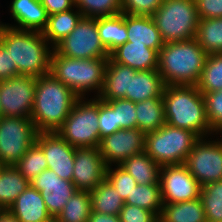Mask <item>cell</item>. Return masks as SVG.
Segmentation results:
<instances>
[{"instance_id": "obj_34", "label": "cell", "mask_w": 222, "mask_h": 222, "mask_svg": "<svg viewBox=\"0 0 222 222\" xmlns=\"http://www.w3.org/2000/svg\"><path fill=\"white\" fill-rule=\"evenodd\" d=\"M196 86L202 94L222 89V53L207 56Z\"/></svg>"}, {"instance_id": "obj_40", "label": "cell", "mask_w": 222, "mask_h": 222, "mask_svg": "<svg viewBox=\"0 0 222 222\" xmlns=\"http://www.w3.org/2000/svg\"><path fill=\"white\" fill-rule=\"evenodd\" d=\"M203 96L208 124L218 134L222 130V89L206 92Z\"/></svg>"}, {"instance_id": "obj_33", "label": "cell", "mask_w": 222, "mask_h": 222, "mask_svg": "<svg viewBox=\"0 0 222 222\" xmlns=\"http://www.w3.org/2000/svg\"><path fill=\"white\" fill-rule=\"evenodd\" d=\"M91 212L90 192L76 191L56 218L60 222H88Z\"/></svg>"}, {"instance_id": "obj_1", "label": "cell", "mask_w": 222, "mask_h": 222, "mask_svg": "<svg viewBox=\"0 0 222 222\" xmlns=\"http://www.w3.org/2000/svg\"><path fill=\"white\" fill-rule=\"evenodd\" d=\"M79 98L52 73L37 77L31 119L38 132H56Z\"/></svg>"}, {"instance_id": "obj_5", "label": "cell", "mask_w": 222, "mask_h": 222, "mask_svg": "<svg viewBox=\"0 0 222 222\" xmlns=\"http://www.w3.org/2000/svg\"><path fill=\"white\" fill-rule=\"evenodd\" d=\"M107 63L108 58L74 59L59 55L53 49L50 73L80 98L86 95L89 98L93 92V96L98 97L104 87Z\"/></svg>"}, {"instance_id": "obj_38", "label": "cell", "mask_w": 222, "mask_h": 222, "mask_svg": "<svg viewBox=\"0 0 222 222\" xmlns=\"http://www.w3.org/2000/svg\"><path fill=\"white\" fill-rule=\"evenodd\" d=\"M106 179L115 187L124 201L137 185L135 179L120 165L107 166Z\"/></svg>"}, {"instance_id": "obj_21", "label": "cell", "mask_w": 222, "mask_h": 222, "mask_svg": "<svg viewBox=\"0 0 222 222\" xmlns=\"http://www.w3.org/2000/svg\"><path fill=\"white\" fill-rule=\"evenodd\" d=\"M8 210L20 222H46L52 218L41 193L31 185L17 197Z\"/></svg>"}, {"instance_id": "obj_22", "label": "cell", "mask_w": 222, "mask_h": 222, "mask_svg": "<svg viewBox=\"0 0 222 222\" xmlns=\"http://www.w3.org/2000/svg\"><path fill=\"white\" fill-rule=\"evenodd\" d=\"M125 24L127 29V42L146 44L148 48L158 53L164 46V41L152 16L129 15L125 13Z\"/></svg>"}, {"instance_id": "obj_35", "label": "cell", "mask_w": 222, "mask_h": 222, "mask_svg": "<svg viewBox=\"0 0 222 222\" xmlns=\"http://www.w3.org/2000/svg\"><path fill=\"white\" fill-rule=\"evenodd\" d=\"M200 199L207 222H222V180L202 186Z\"/></svg>"}, {"instance_id": "obj_32", "label": "cell", "mask_w": 222, "mask_h": 222, "mask_svg": "<svg viewBox=\"0 0 222 222\" xmlns=\"http://www.w3.org/2000/svg\"><path fill=\"white\" fill-rule=\"evenodd\" d=\"M124 203L147 209L160 218L163 207L160 183L137 184Z\"/></svg>"}, {"instance_id": "obj_7", "label": "cell", "mask_w": 222, "mask_h": 222, "mask_svg": "<svg viewBox=\"0 0 222 222\" xmlns=\"http://www.w3.org/2000/svg\"><path fill=\"white\" fill-rule=\"evenodd\" d=\"M152 18L164 43L196 37L199 17L195 0H163Z\"/></svg>"}, {"instance_id": "obj_19", "label": "cell", "mask_w": 222, "mask_h": 222, "mask_svg": "<svg viewBox=\"0 0 222 222\" xmlns=\"http://www.w3.org/2000/svg\"><path fill=\"white\" fill-rule=\"evenodd\" d=\"M164 86L157 69L138 71L130 67V84L126 99L137 103L148 98H161Z\"/></svg>"}, {"instance_id": "obj_9", "label": "cell", "mask_w": 222, "mask_h": 222, "mask_svg": "<svg viewBox=\"0 0 222 222\" xmlns=\"http://www.w3.org/2000/svg\"><path fill=\"white\" fill-rule=\"evenodd\" d=\"M38 133L31 118L0 116V162L14 166L36 143Z\"/></svg>"}, {"instance_id": "obj_27", "label": "cell", "mask_w": 222, "mask_h": 222, "mask_svg": "<svg viewBox=\"0 0 222 222\" xmlns=\"http://www.w3.org/2000/svg\"><path fill=\"white\" fill-rule=\"evenodd\" d=\"M97 28L101 43L109 54L118 46L127 42L128 34L125 24V13L97 17Z\"/></svg>"}, {"instance_id": "obj_2", "label": "cell", "mask_w": 222, "mask_h": 222, "mask_svg": "<svg viewBox=\"0 0 222 222\" xmlns=\"http://www.w3.org/2000/svg\"><path fill=\"white\" fill-rule=\"evenodd\" d=\"M162 97L167 124L192 131L200 138L216 135L208 124L204 96L197 86L166 85Z\"/></svg>"}, {"instance_id": "obj_44", "label": "cell", "mask_w": 222, "mask_h": 222, "mask_svg": "<svg viewBox=\"0 0 222 222\" xmlns=\"http://www.w3.org/2000/svg\"><path fill=\"white\" fill-rule=\"evenodd\" d=\"M199 19L221 18L222 0H195Z\"/></svg>"}, {"instance_id": "obj_37", "label": "cell", "mask_w": 222, "mask_h": 222, "mask_svg": "<svg viewBox=\"0 0 222 222\" xmlns=\"http://www.w3.org/2000/svg\"><path fill=\"white\" fill-rule=\"evenodd\" d=\"M75 8L83 17L97 18L122 13L121 0H75Z\"/></svg>"}, {"instance_id": "obj_11", "label": "cell", "mask_w": 222, "mask_h": 222, "mask_svg": "<svg viewBox=\"0 0 222 222\" xmlns=\"http://www.w3.org/2000/svg\"><path fill=\"white\" fill-rule=\"evenodd\" d=\"M216 135L200 138L184 163L201 186L222 180V135Z\"/></svg>"}, {"instance_id": "obj_25", "label": "cell", "mask_w": 222, "mask_h": 222, "mask_svg": "<svg viewBox=\"0 0 222 222\" xmlns=\"http://www.w3.org/2000/svg\"><path fill=\"white\" fill-rule=\"evenodd\" d=\"M137 128L144 134L154 132L166 124L163 97L148 98L135 103Z\"/></svg>"}, {"instance_id": "obj_26", "label": "cell", "mask_w": 222, "mask_h": 222, "mask_svg": "<svg viewBox=\"0 0 222 222\" xmlns=\"http://www.w3.org/2000/svg\"><path fill=\"white\" fill-rule=\"evenodd\" d=\"M120 166L135 179L137 184L146 185L160 183L161 166L145 151L126 158Z\"/></svg>"}, {"instance_id": "obj_45", "label": "cell", "mask_w": 222, "mask_h": 222, "mask_svg": "<svg viewBox=\"0 0 222 222\" xmlns=\"http://www.w3.org/2000/svg\"><path fill=\"white\" fill-rule=\"evenodd\" d=\"M17 66L12 64L10 51L0 43V81L10 79L17 76Z\"/></svg>"}, {"instance_id": "obj_23", "label": "cell", "mask_w": 222, "mask_h": 222, "mask_svg": "<svg viewBox=\"0 0 222 222\" xmlns=\"http://www.w3.org/2000/svg\"><path fill=\"white\" fill-rule=\"evenodd\" d=\"M130 84V67L115 62L111 57L105 70L104 87L98 96L101 100L126 99Z\"/></svg>"}, {"instance_id": "obj_42", "label": "cell", "mask_w": 222, "mask_h": 222, "mask_svg": "<svg viewBox=\"0 0 222 222\" xmlns=\"http://www.w3.org/2000/svg\"><path fill=\"white\" fill-rule=\"evenodd\" d=\"M122 13L129 15L152 16L163 0H121Z\"/></svg>"}, {"instance_id": "obj_12", "label": "cell", "mask_w": 222, "mask_h": 222, "mask_svg": "<svg viewBox=\"0 0 222 222\" xmlns=\"http://www.w3.org/2000/svg\"><path fill=\"white\" fill-rule=\"evenodd\" d=\"M36 80L17 75L0 81V116L31 118Z\"/></svg>"}, {"instance_id": "obj_24", "label": "cell", "mask_w": 222, "mask_h": 222, "mask_svg": "<svg viewBox=\"0 0 222 222\" xmlns=\"http://www.w3.org/2000/svg\"><path fill=\"white\" fill-rule=\"evenodd\" d=\"M82 17L83 15L75 7L48 16V24L43 31L44 38L54 48L76 28Z\"/></svg>"}, {"instance_id": "obj_47", "label": "cell", "mask_w": 222, "mask_h": 222, "mask_svg": "<svg viewBox=\"0 0 222 222\" xmlns=\"http://www.w3.org/2000/svg\"><path fill=\"white\" fill-rule=\"evenodd\" d=\"M88 222H121L118 215H108L92 211Z\"/></svg>"}, {"instance_id": "obj_28", "label": "cell", "mask_w": 222, "mask_h": 222, "mask_svg": "<svg viewBox=\"0 0 222 222\" xmlns=\"http://www.w3.org/2000/svg\"><path fill=\"white\" fill-rule=\"evenodd\" d=\"M160 219L163 222H207L200 197L179 203H163Z\"/></svg>"}, {"instance_id": "obj_49", "label": "cell", "mask_w": 222, "mask_h": 222, "mask_svg": "<svg viewBox=\"0 0 222 222\" xmlns=\"http://www.w3.org/2000/svg\"><path fill=\"white\" fill-rule=\"evenodd\" d=\"M7 28L8 24L0 20V38L4 35Z\"/></svg>"}, {"instance_id": "obj_43", "label": "cell", "mask_w": 222, "mask_h": 222, "mask_svg": "<svg viewBox=\"0 0 222 222\" xmlns=\"http://www.w3.org/2000/svg\"><path fill=\"white\" fill-rule=\"evenodd\" d=\"M118 216L121 222H157L159 219L153 212L131 204H124Z\"/></svg>"}, {"instance_id": "obj_31", "label": "cell", "mask_w": 222, "mask_h": 222, "mask_svg": "<svg viewBox=\"0 0 222 222\" xmlns=\"http://www.w3.org/2000/svg\"><path fill=\"white\" fill-rule=\"evenodd\" d=\"M195 39L208 55L222 53V17L199 19Z\"/></svg>"}, {"instance_id": "obj_50", "label": "cell", "mask_w": 222, "mask_h": 222, "mask_svg": "<svg viewBox=\"0 0 222 222\" xmlns=\"http://www.w3.org/2000/svg\"><path fill=\"white\" fill-rule=\"evenodd\" d=\"M46 222H60L57 218H55V217H52V218H50L48 221H46Z\"/></svg>"}, {"instance_id": "obj_39", "label": "cell", "mask_w": 222, "mask_h": 222, "mask_svg": "<svg viewBox=\"0 0 222 222\" xmlns=\"http://www.w3.org/2000/svg\"><path fill=\"white\" fill-rule=\"evenodd\" d=\"M103 101L116 111L117 125L120 129L137 128L135 103L124 98Z\"/></svg>"}, {"instance_id": "obj_20", "label": "cell", "mask_w": 222, "mask_h": 222, "mask_svg": "<svg viewBox=\"0 0 222 222\" xmlns=\"http://www.w3.org/2000/svg\"><path fill=\"white\" fill-rule=\"evenodd\" d=\"M110 57L115 62L138 71L157 69L158 52L148 48L144 43L126 42L114 49Z\"/></svg>"}, {"instance_id": "obj_13", "label": "cell", "mask_w": 222, "mask_h": 222, "mask_svg": "<svg viewBox=\"0 0 222 222\" xmlns=\"http://www.w3.org/2000/svg\"><path fill=\"white\" fill-rule=\"evenodd\" d=\"M159 181L163 203H179L200 197L202 186L184 163L161 166Z\"/></svg>"}, {"instance_id": "obj_48", "label": "cell", "mask_w": 222, "mask_h": 222, "mask_svg": "<svg viewBox=\"0 0 222 222\" xmlns=\"http://www.w3.org/2000/svg\"><path fill=\"white\" fill-rule=\"evenodd\" d=\"M0 222H20L8 209H0Z\"/></svg>"}, {"instance_id": "obj_36", "label": "cell", "mask_w": 222, "mask_h": 222, "mask_svg": "<svg viewBox=\"0 0 222 222\" xmlns=\"http://www.w3.org/2000/svg\"><path fill=\"white\" fill-rule=\"evenodd\" d=\"M14 167L25 179L31 182L43 170L48 168V163L43 150L35 143L26 151Z\"/></svg>"}, {"instance_id": "obj_3", "label": "cell", "mask_w": 222, "mask_h": 222, "mask_svg": "<svg viewBox=\"0 0 222 222\" xmlns=\"http://www.w3.org/2000/svg\"><path fill=\"white\" fill-rule=\"evenodd\" d=\"M207 56L195 38L165 43L158 53L157 71L165 86H196Z\"/></svg>"}, {"instance_id": "obj_17", "label": "cell", "mask_w": 222, "mask_h": 222, "mask_svg": "<svg viewBox=\"0 0 222 222\" xmlns=\"http://www.w3.org/2000/svg\"><path fill=\"white\" fill-rule=\"evenodd\" d=\"M30 185L41 193L51 217H57L77 191L72 181L64 180L51 169L43 170Z\"/></svg>"}, {"instance_id": "obj_46", "label": "cell", "mask_w": 222, "mask_h": 222, "mask_svg": "<svg viewBox=\"0 0 222 222\" xmlns=\"http://www.w3.org/2000/svg\"><path fill=\"white\" fill-rule=\"evenodd\" d=\"M48 16L68 11L75 7V0H40Z\"/></svg>"}, {"instance_id": "obj_30", "label": "cell", "mask_w": 222, "mask_h": 222, "mask_svg": "<svg viewBox=\"0 0 222 222\" xmlns=\"http://www.w3.org/2000/svg\"><path fill=\"white\" fill-rule=\"evenodd\" d=\"M91 194L92 211L108 215H119L124 200L115 187L105 178Z\"/></svg>"}, {"instance_id": "obj_8", "label": "cell", "mask_w": 222, "mask_h": 222, "mask_svg": "<svg viewBox=\"0 0 222 222\" xmlns=\"http://www.w3.org/2000/svg\"><path fill=\"white\" fill-rule=\"evenodd\" d=\"M92 97V98H91ZM98 97L79 98L56 131L75 148L99 147Z\"/></svg>"}, {"instance_id": "obj_4", "label": "cell", "mask_w": 222, "mask_h": 222, "mask_svg": "<svg viewBox=\"0 0 222 222\" xmlns=\"http://www.w3.org/2000/svg\"><path fill=\"white\" fill-rule=\"evenodd\" d=\"M0 43L10 51L18 75L40 77L50 72L53 47L44 38L43 32L8 27Z\"/></svg>"}, {"instance_id": "obj_29", "label": "cell", "mask_w": 222, "mask_h": 222, "mask_svg": "<svg viewBox=\"0 0 222 222\" xmlns=\"http://www.w3.org/2000/svg\"><path fill=\"white\" fill-rule=\"evenodd\" d=\"M30 182L11 165L0 169V209H8Z\"/></svg>"}, {"instance_id": "obj_10", "label": "cell", "mask_w": 222, "mask_h": 222, "mask_svg": "<svg viewBox=\"0 0 222 222\" xmlns=\"http://www.w3.org/2000/svg\"><path fill=\"white\" fill-rule=\"evenodd\" d=\"M59 55L74 59L109 58L101 43L97 18L82 17L76 28L53 48Z\"/></svg>"}, {"instance_id": "obj_41", "label": "cell", "mask_w": 222, "mask_h": 222, "mask_svg": "<svg viewBox=\"0 0 222 222\" xmlns=\"http://www.w3.org/2000/svg\"><path fill=\"white\" fill-rule=\"evenodd\" d=\"M98 120L100 140L121 130L117 125L116 111L98 97Z\"/></svg>"}, {"instance_id": "obj_6", "label": "cell", "mask_w": 222, "mask_h": 222, "mask_svg": "<svg viewBox=\"0 0 222 222\" xmlns=\"http://www.w3.org/2000/svg\"><path fill=\"white\" fill-rule=\"evenodd\" d=\"M199 139L192 131L166 123L145 134V152L160 166L183 164Z\"/></svg>"}, {"instance_id": "obj_14", "label": "cell", "mask_w": 222, "mask_h": 222, "mask_svg": "<svg viewBox=\"0 0 222 222\" xmlns=\"http://www.w3.org/2000/svg\"><path fill=\"white\" fill-rule=\"evenodd\" d=\"M99 150L106 166L120 165L145 151V134L138 128L118 130L101 139Z\"/></svg>"}, {"instance_id": "obj_16", "label": "cell", "mask_w": 222, "mask_h": 222, "mask_svg": "<svg viewBox=\"0 0 222 222\" xmlns=\"http://www.w3.org/2000/svg\"><path fill=\"white\" fill-rule=\"evenodd\" d=\"M36 144L43 150L48 168L61 179L72 181L76 148L57 132H39Z\"/></svg>"}, {"instance_id": "obj_15", "label": "cell", "mask_w": 222, "mask_h": 222, "mask_svg": "<svg viewBox=\"0 0 222 222\" xmlns=\"http://www.w3.org/2000/svg\"><path fill=\"white\" fill-rule=\"evenodd\" d=\"M72 182L77 191H93L105 178L107 166L99 147L75 149Z\"/></svg>"}, {"instance_id": "obj_18", "label": "cell", "mask_w": 222, "mask_h": 222, "mask_svg": "<svg viewBox=\"0 0 222 222\" xmlns=\"http://www.w3.org/2000/svg\"><path fill=\"white\" fill-rule=\"evenodd\" d=\"M9 13L14 24L8 27L43 32L48 24V14L40 0H11Z\"/></svg>"}]
</instances>
